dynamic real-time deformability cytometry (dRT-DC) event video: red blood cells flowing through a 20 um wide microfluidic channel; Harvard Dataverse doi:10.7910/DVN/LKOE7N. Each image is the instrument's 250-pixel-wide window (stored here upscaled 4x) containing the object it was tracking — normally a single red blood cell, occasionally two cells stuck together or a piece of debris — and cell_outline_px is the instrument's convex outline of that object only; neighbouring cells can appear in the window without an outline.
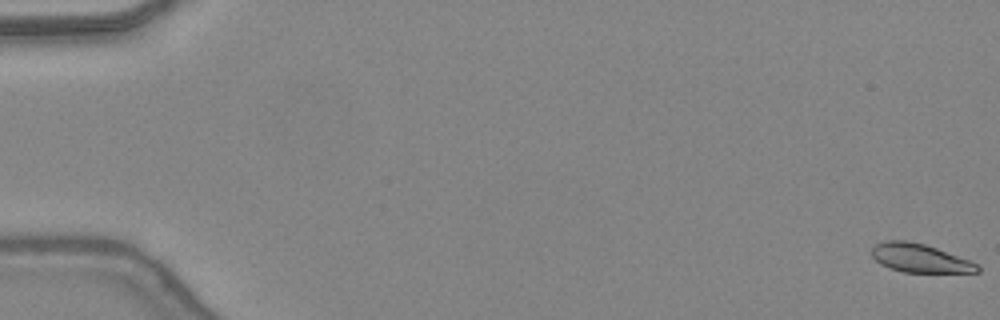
{"species": "common noctule bat (a hibernating species)", "species_latin": "Nyctalus noctula", "temperature_condition": "warm", "stored_images_in_passage": 48, "camera_frame_rate_fps": 3000, "um_per_image_px": 0.085, "animal": {"sex": "female", "body_mass_g": 24.6, "forearm_length_mm": 56.2}, "frame": {"image": 1, "passage_image": 1, "time_ms": 0.0, "image_size_px": [1000, 320], "cell_outline_px": [[980, 272], [904, 272], [888, 268], [880, 264], [872, 256], [872, 248], [876, 244], [884, 240], [908, 240], [924, 244], [972, 260], [980, 268]], "centroid_in_image_um": [78.18, 21.93], "position_along_channel_um": 6.8, "area_um2": 17.63}}
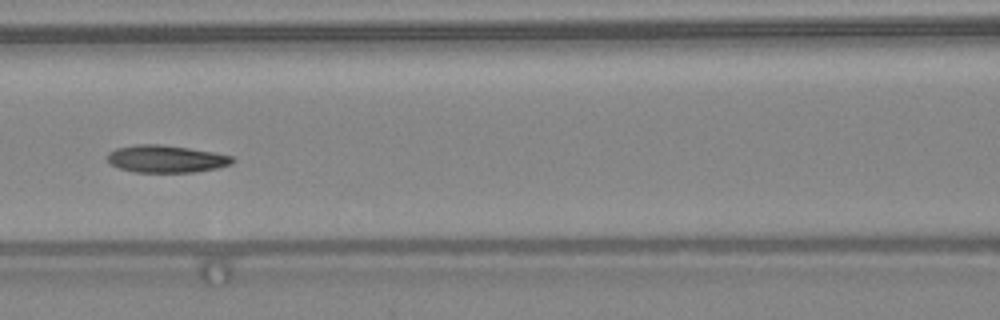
{"frame": {"image": 2, "passage_image": 23, "time_ms": 7.333, "image_size_px": [1000, 320], "cell_outline_px": [[236, 160], [232, 164], [216, 168], [196, 172], [136, 172], [120, 168], [112, 164], [108, 160], [108, 152], [116, 148], [136, 144], [160, 144], [188, 148], [212, 152], [232, 156]], "centroid_in_image_um": [14.13, 13.5], "position_along_channel_um": 152.5, "area_um2": 19.83}}
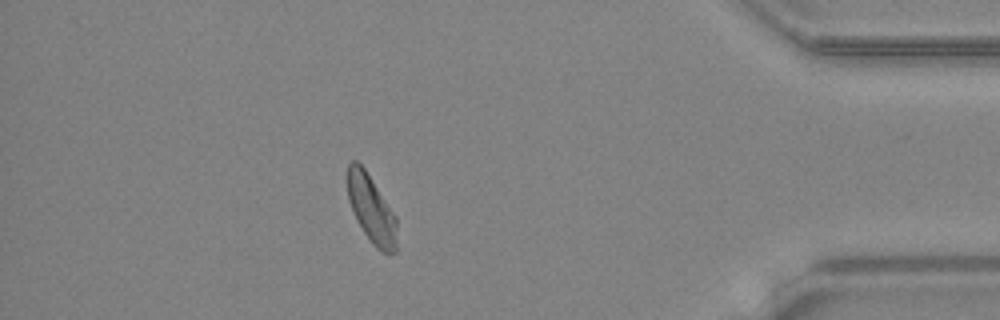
{"frame": {"image": 3, "passage_image": 43, "time_ms": 14.0, "image_size_px": [1000, 320], "cell_outline_px": [[396, 252], [388, 256], [380, 252], [372, 244], [364, 232], [348, 200], [348, 164], [352, 160], [356, 160], [364, 168], [396, 216]], "centroid_in_image_um": [31.59, 17.82], "position_along_channel_um": 403.6, "area_um2": 19.25}, "authors_computed_cell_mechanics": {"area_um2": 19.652, "velocity_mm_per_s": 4.3995, "shape_relaxation_time_tau1_ms": 4.482, "shape_relaxation_time_tau2_ms": 3.3455, "deformation_change_tau1": 0.1339, "deformation_change_tau2": 0.1125}}